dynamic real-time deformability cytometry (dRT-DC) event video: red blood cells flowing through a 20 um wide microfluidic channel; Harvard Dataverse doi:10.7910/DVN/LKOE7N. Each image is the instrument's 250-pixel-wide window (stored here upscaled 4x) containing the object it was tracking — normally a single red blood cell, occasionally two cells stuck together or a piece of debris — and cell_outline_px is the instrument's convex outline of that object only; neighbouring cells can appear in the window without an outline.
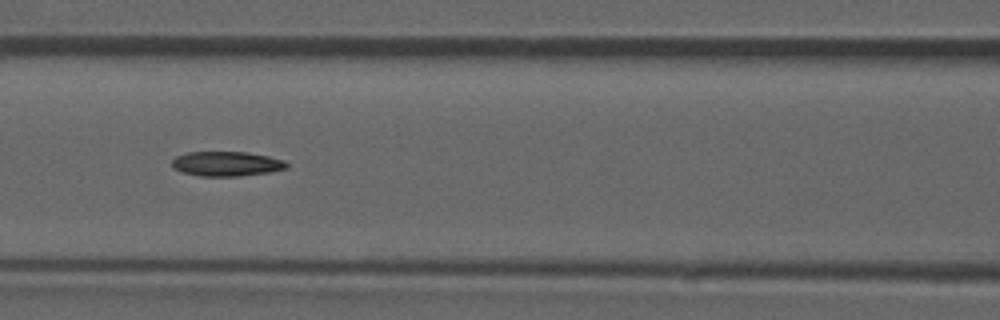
{"species": "common noctule bat (a hibernating species)", "species_latin": "Nyctalus noctula", "temperature_condition": "room temperature", "stored_images_in_passage": 53, "camera_frame_rate_fps": 3000, "um_per_image_px": 0.085, "animal": {"sex": "male", "forearm_length_mm": 52.5}, "frame": {"image": 1, "passage_image": 23, "time_ms": 7.333, "image_size_px": [1000, 320], "cell_outline_px": [[288, 168], [268, 172], [240, 176], [200, 176], [180, 172], [172, 168], [172, 160], [176, 156], [188, 152], [248, 152], [268, 156], [284, 160], [288, 164]], "centroid_in_image_um": [19.23, 13.92], "position_along_channel_um": 147.4, "area_um2": 16.59}}